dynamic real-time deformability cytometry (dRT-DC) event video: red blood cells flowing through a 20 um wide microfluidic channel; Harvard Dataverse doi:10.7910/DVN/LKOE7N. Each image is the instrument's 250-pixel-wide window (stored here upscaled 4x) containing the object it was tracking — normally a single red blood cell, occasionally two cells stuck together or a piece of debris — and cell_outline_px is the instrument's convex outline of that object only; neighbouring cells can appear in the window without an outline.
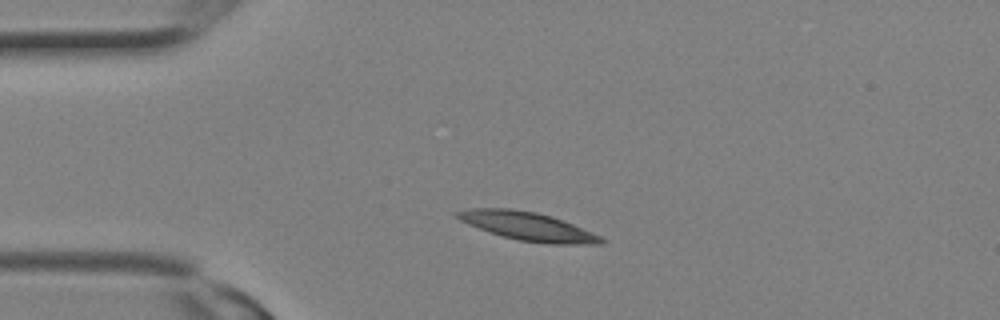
{"species": "Egyptian fruit bat (a non-hibernating species)", "species_latin": "Rousettus aegyptiacus", "temperature_condition": "room temperature", "stored_images_in_passage": 1, "camera_frame_rate_fps": 3000, "um_per_image_px": 0.085, "animal": {"sex": "female"}, "frame": {"image": 1, "passage_image": 1, "time_ms": 0.0, "image_size_px": [1000, 320], "cell_outline_px": [[604, 244], [552, 244], [520, 240], [504, 236], [468, 224], [460, 220], [452, 212], [468, 208], [512, 208], [536, 212], [552, 216], [572, 224], [600, 236], [604, 240]], "centroid_in_image_um": [44.83, 19.21], "position_along_channel_um": 40.2, "area_um2": 23.52}}